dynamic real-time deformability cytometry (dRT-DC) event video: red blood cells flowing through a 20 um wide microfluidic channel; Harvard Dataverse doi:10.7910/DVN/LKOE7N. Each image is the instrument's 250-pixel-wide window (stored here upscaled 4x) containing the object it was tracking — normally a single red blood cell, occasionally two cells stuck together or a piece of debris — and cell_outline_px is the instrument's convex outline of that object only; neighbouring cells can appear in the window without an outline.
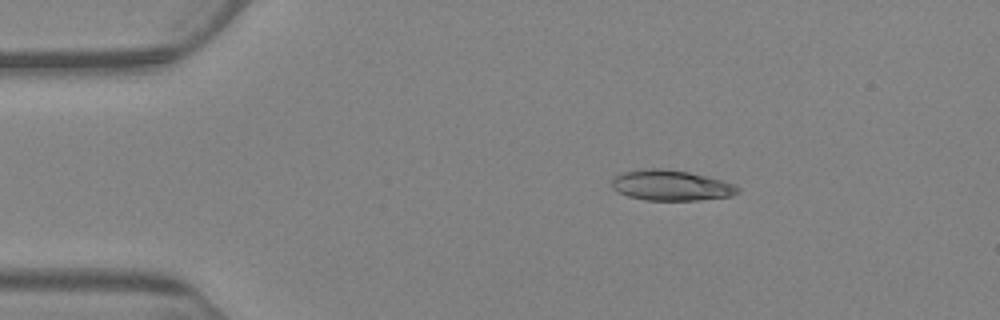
{"species": "Egyptian fruit bat (a non-hibernating species)", "species_latin": "Rousettus aegyptiacus", "temperature_condition": "warm", "stored_images_in_passage": 8, "camera_frame_rate_fps": 3000, "um_per_image_px": 0.085, "animal": {"sex": "female"}, "frame": {"image": 1, "passage_image": 4, "time_ms": 3.667, "image_size_px": [1000, 320], "cell_outline_px": [[740, 192], [732, 196], [696, 200], [648, 200], [628, 196], [612, 188], [612, 180], [616, 176], [624, 172], [644, 168], [664, 168], [688, 172], [736, 184], [740, 188]], "centroid_in_image_um": [57.06, 15.75], "position_along_channel_um": 27.9, "area_um2": 22.25}}
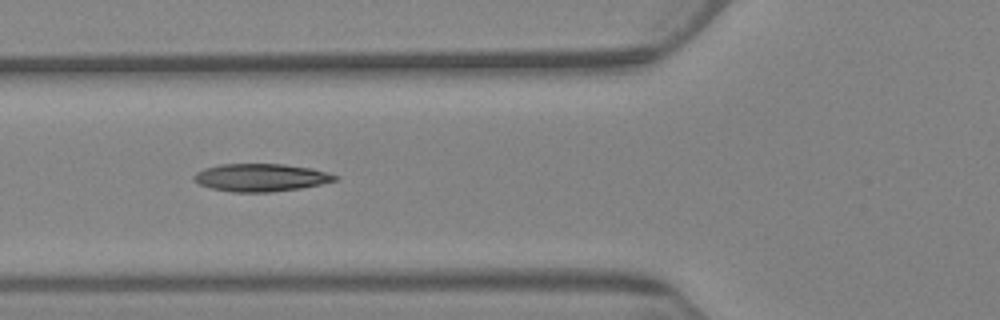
{"frame": {"image": 2, "passage_image": 7, "time_ms": 8.0, "image_size_px": [1000, 320], "cell_outline_px": [[340, 176], [336, 180], [320, 184], [300, 188], [272, 192], [232, 192], [208, 188], [192, 180], [192, 176], [196, 172], [204, 168], [220, 164], [284, 164], [312, 168], [328, 172]], "centroid_in_image_um": [22.14, 15.09], "position_along_channel_um": 103.7, "area_um2": 23.0}}
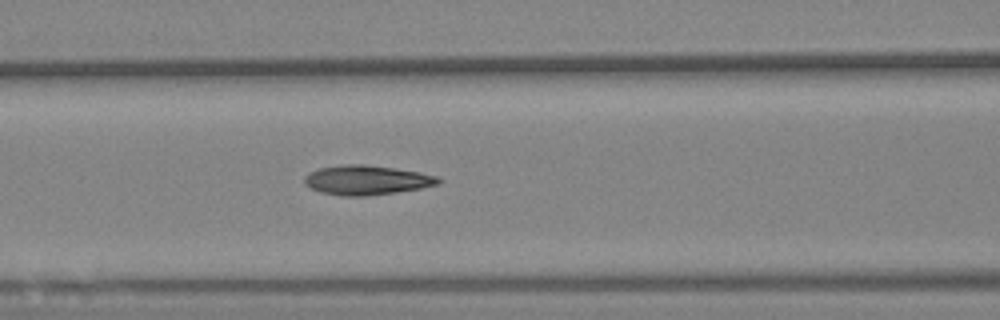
{"frame": {"image": 3, "passage_image": 8, "time_ms": 9.0, "image_size_px": [1000, 320], "cell_outline_px": [[444, 180], [440, 184], [420, 188], [396, 192], [364, 196], [344, 196], [320, 192], [304, 184], [304, 176], [308, 172], [320, 168], [344, 164], [364, 164], [396, 168], [420, 172], [436, 176]], "centroid_in_image_um": [31.17, 15.3], "position_along_channel_um": 135.4, "area_um2": 23.12}}